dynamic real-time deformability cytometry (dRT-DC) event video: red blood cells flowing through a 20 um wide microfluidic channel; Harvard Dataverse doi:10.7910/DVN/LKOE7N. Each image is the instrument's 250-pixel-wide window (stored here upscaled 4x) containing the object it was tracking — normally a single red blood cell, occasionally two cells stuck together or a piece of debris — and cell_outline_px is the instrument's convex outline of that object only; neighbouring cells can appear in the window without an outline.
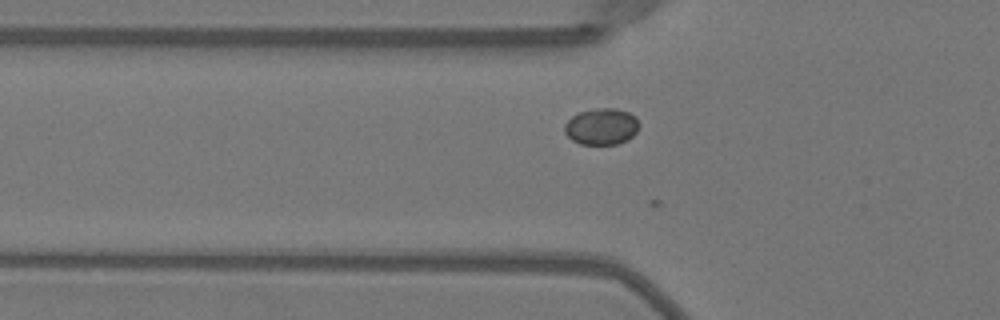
{"species": "Egyptian fruit bat (a non-hibernating species)", "species_latin": "Rousettus aegyptiacus", "temperature_condition": "warm", "stored_images_in_passage": 21, "camera_frame_rate_fps": 3000, "um_per_image_px": 0.085, "animal": {"sex": "female"}, "frame": {"image": 1, "passage_image": 4, "time_ms": 1.0, "image_size_px": [1000, 320], "cell_outline_px": [[640, 124], [636, 132], [632, 136], [616, 144], [580, 144], [572, 140], [564, 132], [564, 124], [572, 116], [580, 112], [596, 108], [616, 108], [628, 112], [636, 116]], "centroid_in_image_um": [51.13, 10.74], "position_along_channel_um": 74.7, "area_um2": 15.84}}
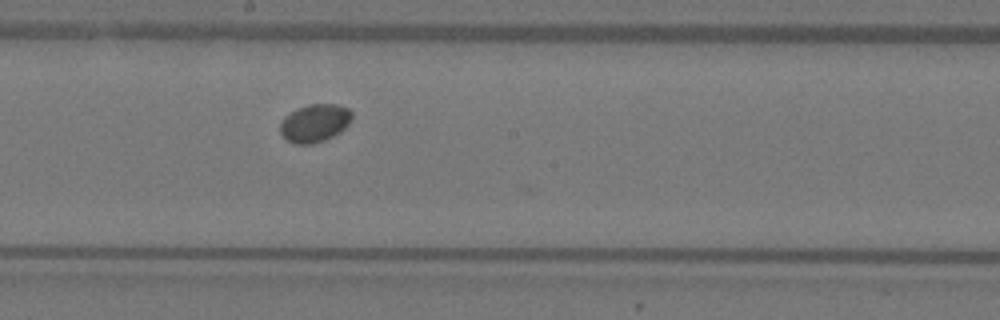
{"frame": {"image": 2, "passage_image": 15, "time_ms": 4.667, "image_size_px": [1000, 320], "cell_outline_px": [[352, 120], [340, 132], [324, 140], [312, 144], [292, 144], [280, 132], [280, 124], [284, 116], [308, 104], [336, 104], [348, 108], [352, 112]], "centroid_in_image_um": [26.76, 10.46], "position_along_channel_um": 221.4, "area_um2": 15.78}}
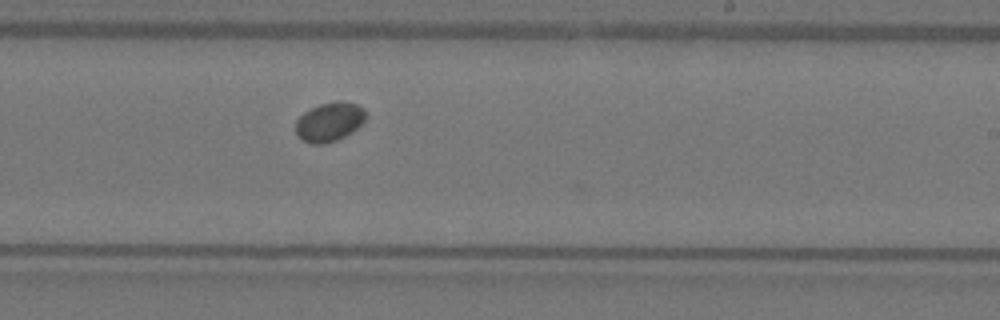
{"frame": {"image": 3, "passage_image": 18, "time_ms": 5.667, "image_size_px": [1000, 320], "cell_outline_px": [[364, 120], [352, 132], [336, 140], [324, 144], [312, 144], [300, 140], [296, 136], [296, 120], [304, 112], [320, 104], [340, 100], [356, 104], [364, 108]], "centroid_in_image_um": [27.96, 10.37], "position_along_channel_um": 261.0, "area_um2": 15.9}}